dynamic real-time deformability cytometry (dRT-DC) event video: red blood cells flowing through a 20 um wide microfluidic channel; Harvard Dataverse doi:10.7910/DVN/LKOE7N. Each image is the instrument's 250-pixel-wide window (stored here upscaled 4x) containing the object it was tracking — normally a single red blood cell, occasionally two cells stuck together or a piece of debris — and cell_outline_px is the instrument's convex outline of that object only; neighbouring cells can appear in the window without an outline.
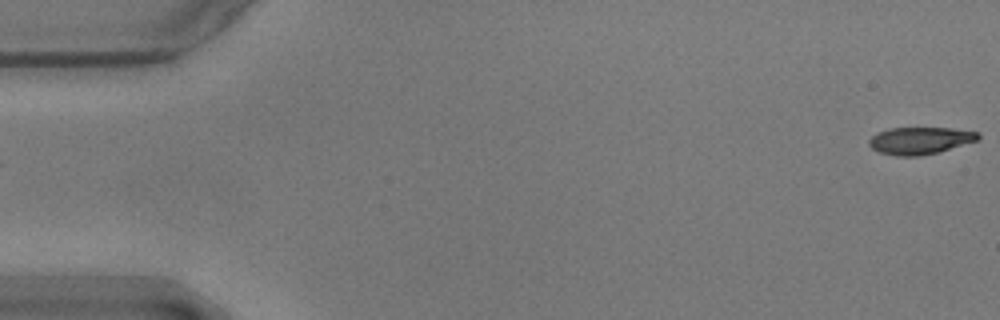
{"species": "common noctule bat (a hibernating species)", "species_latin": "Nyctalus noctula", "temperature_condition": "warm", "stored_images_in_passage": 15, "camera_frame_rate_fps": 3000, "um_per_image_px": 0.085, "animal": {"sex": "male", "body_mass_g": 17.9}, "frame": {"image": 1, "passage_image": 1, "time_ms": 0.0, "image_size_px": [1000, 320], "cell_outline_px": [[980, 136], [976, 140], [936, 152], [920, 156], [896, 156], [880, 152], [872, 148], [868, 144], [868, 140], [876, 132], [888, 128], [952, 128], [980, 132]], "centroid_in_image_um": [78.15, 11.93], "position_along_channel_um": 6.9, "area_um2": 17.11}}
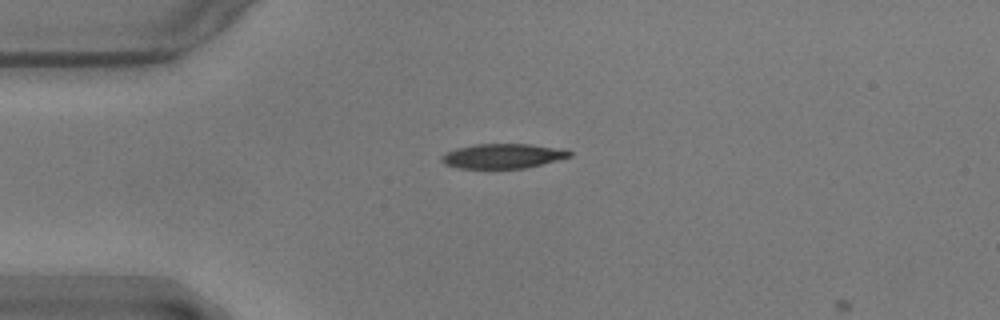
{"frame": {"image": 2, "passage_image": 14, "time_ms": 4.333, "image_size_px": [1000, 320], "cell_outline_px": [[572, 156], [524, 168], [460, 168], [444, 164], [440, 160], [440, 156], [456, 148], [476, 144], [528, 144], [564, 148], [572, 152]], "centroid_in_image_um": [42.74, 13.25], "position_along_channel_um": 42.3, "area_um2": 18.32}}